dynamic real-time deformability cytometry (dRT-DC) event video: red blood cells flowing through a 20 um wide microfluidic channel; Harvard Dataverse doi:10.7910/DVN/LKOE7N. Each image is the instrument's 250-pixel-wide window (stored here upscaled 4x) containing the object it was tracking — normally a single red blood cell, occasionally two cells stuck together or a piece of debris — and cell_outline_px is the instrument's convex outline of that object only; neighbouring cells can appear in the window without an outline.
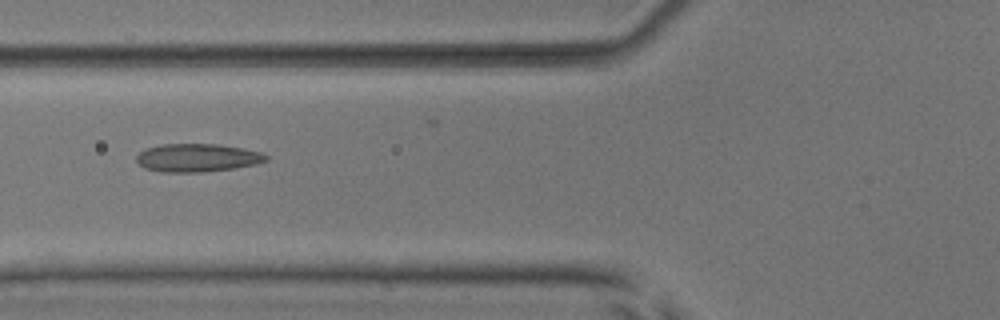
{"species": "common noctule bat (a hibernating species)", "species_latin": "Nyctalus noctula", "temperature_condition": "room temperature", "stored_images_in_passage": 6, "camera_frame_rate_fps": 3000, "um_per_image_px": 0.085, "animal": {"sex": "male", "body_mass_g": 17.9, "forearm_length_mm": 54.2}, "frame": {"image": 1, "passage_image": 6, "time_ms": 5.667, "image_size_px": [1000, 320], "cell_outline_px": [[268, 160], [256, 164], [232, 168], [200, 172], [160, 172], [144, 168], [136, 160], [136, 156], [144, 148], [160, 144], [220, 144], [244, 148], [260, 152], [268, 156]], "centroid_in_image_um": [16.74, 13.4], "position_along_channel_um": 109.1, "area_um2": 21.33}}